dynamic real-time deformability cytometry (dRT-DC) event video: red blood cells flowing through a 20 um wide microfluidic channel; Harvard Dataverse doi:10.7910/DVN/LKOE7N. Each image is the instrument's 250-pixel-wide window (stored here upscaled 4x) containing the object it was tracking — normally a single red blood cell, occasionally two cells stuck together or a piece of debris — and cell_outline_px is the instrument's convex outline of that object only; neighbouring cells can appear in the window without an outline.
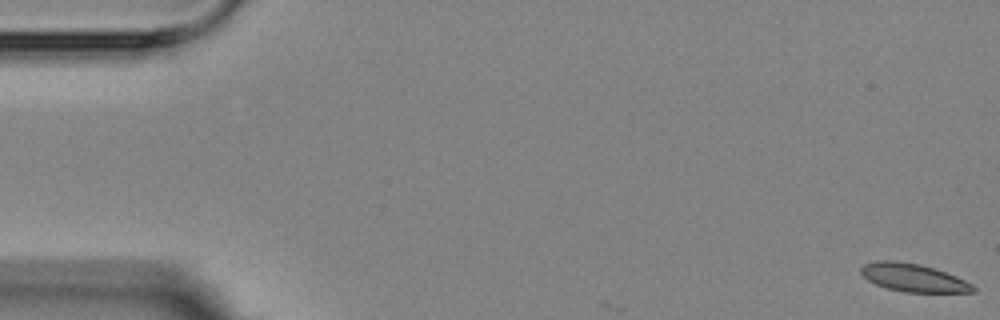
{"species": "Egyptian fruit bat (a non-hibernating species)", "species_latin": "Rousettus aegyptiacus", "temperature_condition": "room temperature", "stored_images_in_passage": 12, "camera_frame_rate_fps": 3000, "um_per_image_px": 0.085, "animal": {"sex": "female"}, "frame": {"image": 1, "passage_image": 1, "time_ms": 0.0, "image_size_px": [1000, 320], "cell_outline_px": [[976, 292], [904, 292], [888, 288], [876, 284], [868, 280], [860, 272], [860, 268], [864, 264], [876, 260], [892, 260], [920, 264], [936, 268], [956, 276], [972, 284], [976, 288]], "centroid_in_image_um": [77.64, 23.59], "position_along_channel_um": 7.4, "area_um2": 18.32}}
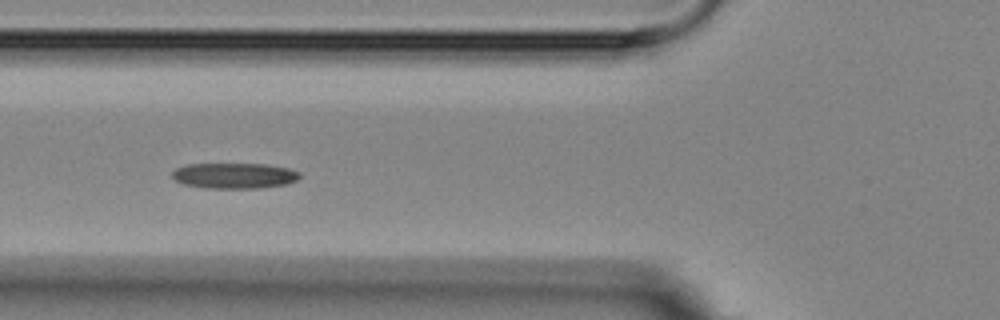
{"frame": {"image": 2, "passage_image": 7, "time_ms": 6.667, "image_size_px": [1000, 320], "cell_outline_px": [[300, 176], [296, 180], [288, 184], [260, 188], [204, 188], [184, 184], [176, 180], [172, 176], [172, 172], [176, 168], [188, 164], [264, 164], [288, 168], [300, 172]], "centroid_in_image_um": [19.93, 14.93], "position_along_channel_um": 105.9, "area_um2": 19.02}}
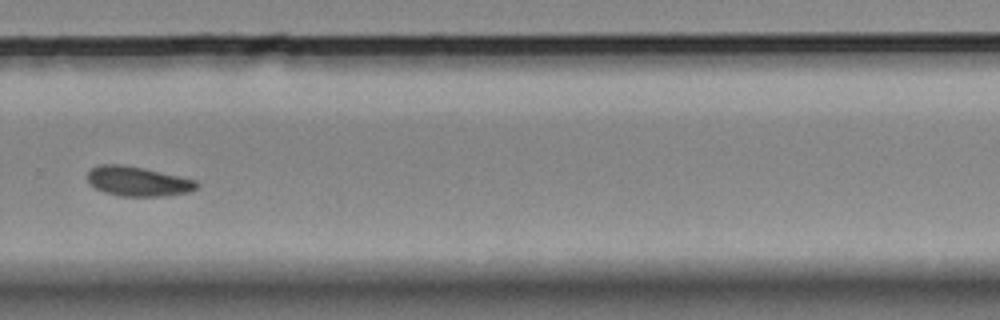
{"frame": {"image": 3, "passage_image": 12, "time_ms": 12.667, "image_size_px": [1000, 320], "cell_outline_px": [[200, 184], [192, 192], [164, 196], [120, 196], [104, 192], [96, 188], [88, 180], [88, 172], [92, 168], [100, 164], [120, 164], [144, 168], [196, 180]], "centroid_in_image_um": [11.75, 15.42], "position_along_channel_um": 318.0, "area_um2": 18.84}}